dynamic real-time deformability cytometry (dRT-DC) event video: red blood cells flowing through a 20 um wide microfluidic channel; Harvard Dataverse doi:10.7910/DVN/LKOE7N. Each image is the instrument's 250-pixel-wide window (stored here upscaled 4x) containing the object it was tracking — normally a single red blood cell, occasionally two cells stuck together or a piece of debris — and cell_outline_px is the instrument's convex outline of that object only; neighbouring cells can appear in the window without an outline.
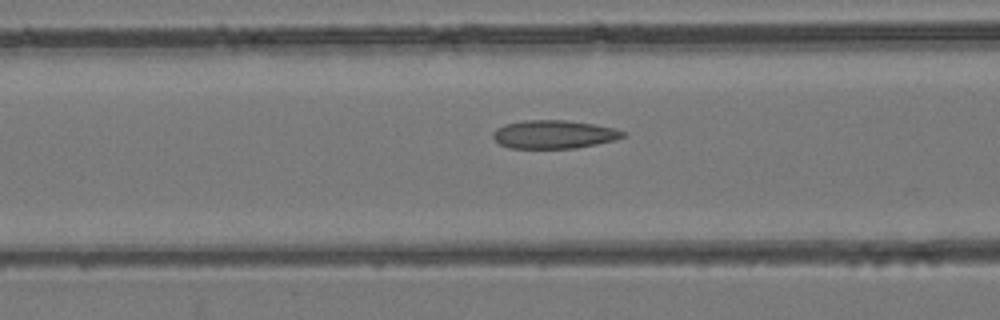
{"species": "common noctule bat (a hibernating species)", "species_latin": "Nyctalus noctula", "temperature_condition": "room temperature", "stored_images_in_passage": 49, "camera_frame_rate_fps": 3000, "um_per_image_px": 0.085, "animal": {"sex": "female", "body_mass_g": 24.6, "forearm_length_mm": 56.2}, "frame": {"image": 1, "passage_image": 20, "time_ms": 6.333, "image_size_px": [1000, 320], "cell_outline_px": [[628, 132], [624, 136], [612, 140], [596, 144], [576, 148], [508, 148], [500, 144], [492, 136], [492, 132], [496, 128], [504, 124], [524, 120], [564, 120], [592, 124], [616, 128]], "centroid_in_image_um": [47.06, 11.42], "position_along_channel_um": 119.5, "area_um2": 21.44}}
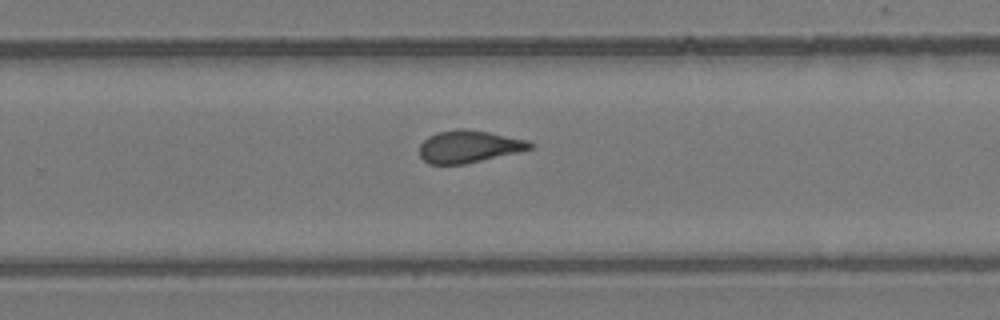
{"frame": {"image": 2, "passage_image": 32, "time_ms": 10.333, "image_size_px": [1000, 320], "cell_outline_px": [[536, 144], [532, 148], [516, 152], [464, 164], [428, 164], [420, 156], [420, 144], [428, 136], [440, 132], [460, 128], [488, 132], [528, 140]], "centroid_in_image_um": [39.85, 12.45], "position_along_channel_um": 290.0, "area_um2": 20.52}}
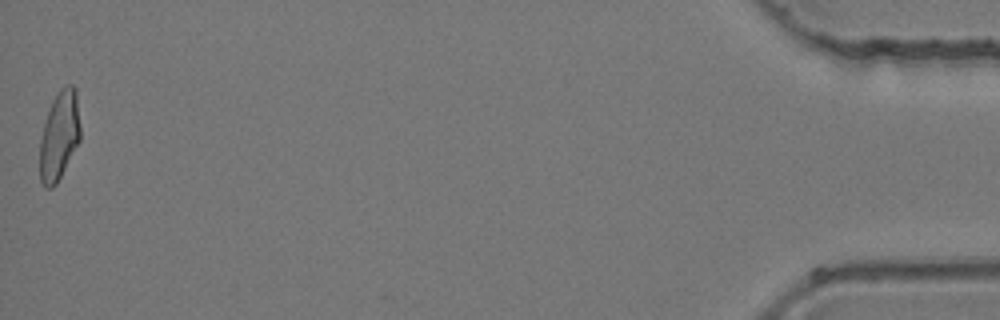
{"frame": {"image": 3, "passage_image": 49, "time_ms": 16.0, "image_size_px": [1000, 320], "cell_outline_px": [[80, 140], [56, 184], [52, 188], [44, 188], [40, 180], [40, 140], [44, 124], [52, 100], [60, 88], [68, 84], [72, 84], [76, 88], [80, 124]], "centroid_in_image_um": [5.05, 11.51], "position_along_channel_um": 430.2, "area_um2": 20.98}}